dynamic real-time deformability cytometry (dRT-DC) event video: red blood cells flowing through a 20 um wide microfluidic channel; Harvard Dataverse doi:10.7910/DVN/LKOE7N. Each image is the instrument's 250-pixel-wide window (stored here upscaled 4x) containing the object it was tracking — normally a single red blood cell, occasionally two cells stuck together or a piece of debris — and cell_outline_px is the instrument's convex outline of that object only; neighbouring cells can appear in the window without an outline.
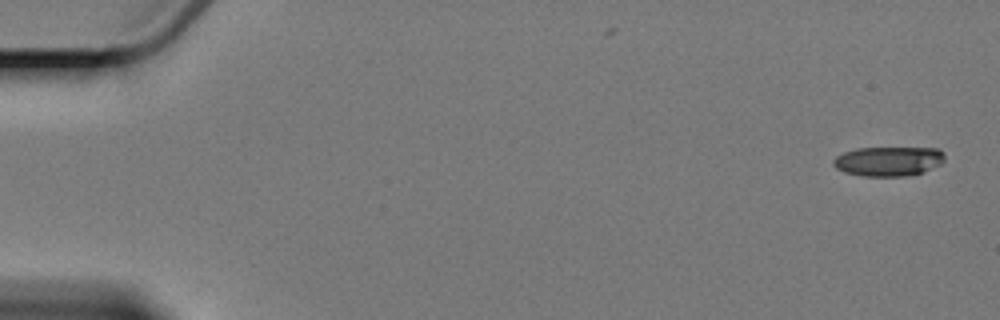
{"species": "Egyptian fruit bat (a non-hibernating species)", "species_latin": "Rousettus aegyptiacus", "temperature_condition": "cold", "stored_images_in_passage": 5, "camera_frame_rate_fps": 3000, "um_per_image_px": 0.085, "animal": {"sex": "female"}, "frame": {"image": 1, "passage_image": 1, "time_ms": 0.0, "image_size_px": [1000, 320], "cell_outline_px": [[944, 160], [940, 164], [924, 172], [908, 176], [864, 176], [844, 172], [836, 168], [832, 164], [832, 160], [836, 156], [844, 152], [856, 148], [940, 148], [944, 152]], "centroid_in_image_um": [75.52, 13.7], "position_along_channel_um": 9.5, "area_um2": 19.31}}
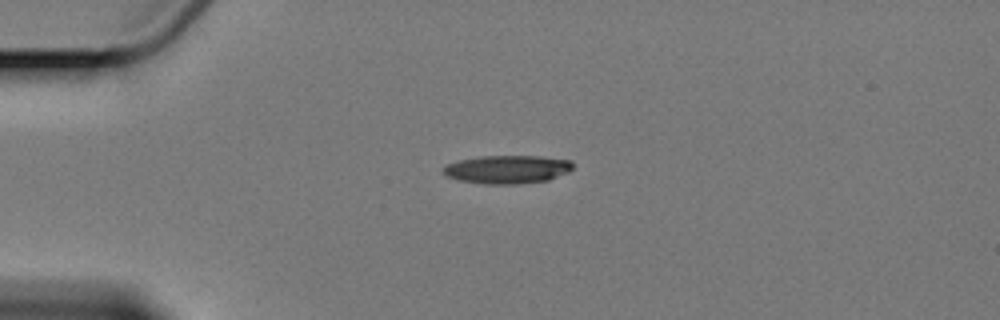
{"frame": {"image": 2, "passage_image": 4, "time_ms": 4.333, "image_size_px": [1000, 320], "cell_outline_px": [[572, 168], [568, 172], [548, 180], [516, 184], [484, 184], [456, 180], [444, 176], [440, 172], [448, 164], [460, 160], [480, 156], [540, 156], [572, 160]], "centroid_in_image_um": [43.08, 14.4], "position_along_channel_um": 41.9, "area_um2": 21.5}}